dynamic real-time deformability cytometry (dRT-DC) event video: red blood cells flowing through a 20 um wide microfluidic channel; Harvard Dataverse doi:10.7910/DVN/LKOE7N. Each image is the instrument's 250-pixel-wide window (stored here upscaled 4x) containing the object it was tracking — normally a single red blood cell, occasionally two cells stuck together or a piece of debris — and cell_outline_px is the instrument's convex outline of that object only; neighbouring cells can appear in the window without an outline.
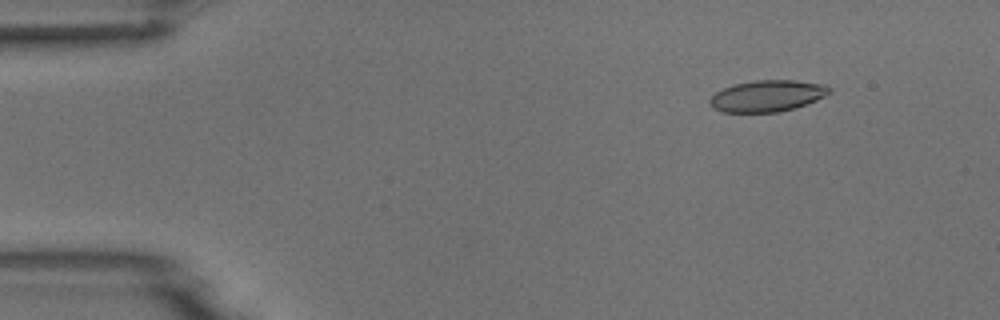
{"species": "common noctule bat (a hibernating species)", "species_latin": "Nyctalus noctula", "temperature_condition": "room temperature", "stored_images_in_passage": 8, "camera_frame_rate_fps": 3000, "um_per_image_px": 0.085, "animal": {"sex": "male", "body_mass_g": 18.8}, "frame": {"image": 1, "passage_image": 2, "time_ms": 1.0, "image_size_px": [1000, 320], "cell_outline_px": [[832, 92], [816, 100], [792, 108], [776, 112], [724, 112], [712, 108], [712, 96], [716, 92], [732, 84], [756, 80], [796, 80], [824, 84], [832, 88]], "centroid_in_image_um": [65.25, 8.13], "position_along_channel_um": 19.8, "area_um2": 21.68}}
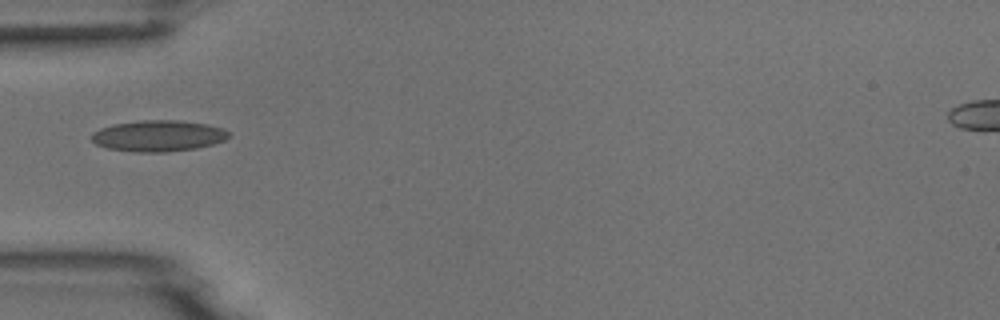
{"frame": {"image": 2, "passage_image": 5, "time_ms": 4.667, "image_size_px": [1000, 320], "cell_outline_px": [[232, 136], [224, 140], [212, 144], [196, 148], [168, 152], [136, 152], [108, 148], [96, 144], [88, 136], [92, 132], [100, 128], [116, 124], [140, 120], [176, 120], [208, 124], [224, 128]], "centroid_in_image_um": [13.46, 11.54], "position_along_channel_um": 71.5, "area_um2": 25.03}}